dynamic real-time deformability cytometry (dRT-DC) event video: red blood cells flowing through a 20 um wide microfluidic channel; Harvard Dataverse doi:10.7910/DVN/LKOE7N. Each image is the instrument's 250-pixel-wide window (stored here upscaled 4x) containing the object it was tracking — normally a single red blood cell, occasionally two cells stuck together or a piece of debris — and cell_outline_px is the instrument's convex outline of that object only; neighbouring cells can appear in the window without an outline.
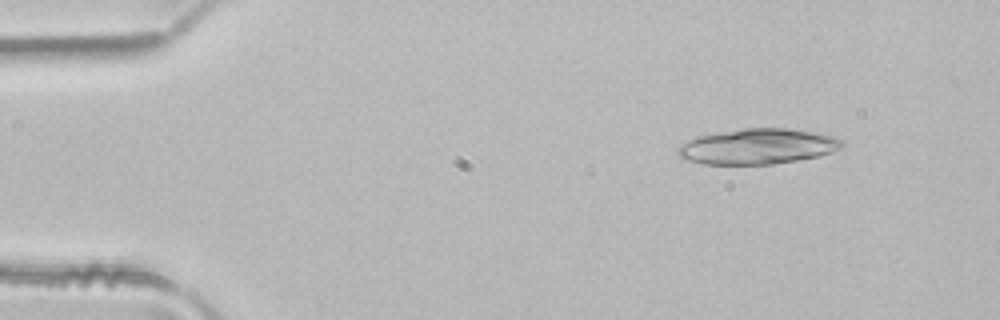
{"species": "common noctule bat (a hibernating species)", "species_latin": "Nyctalus noctula", "temperature_condition": "room temperature", "stored_images_in_passage": 4, "camera_frame_rate_fps": 3000, "um_per_image_px": 0.085, "animal": {"sex": "male", "body_mass_g": 21.5, "forearm_length_mm": 52.0}, "frame": {"image": 1, "passage_image": 2, "time_ms": 0.333, "image_size_px": [1000, 320], "cell_outline_px": [[844, 148], [820, 156], [772, 164], [700, 164], [688, 160], [680, 156], [676, 152], [676, 148], [680, 144], [696, 136], [744, 128], [788, 128], [816, 132], [832, 136], [844, 140]], "centroid_in_image_um": [64.42, 12.44], "position_along_channel_um": 20.6, "area_um2": 34.16}}